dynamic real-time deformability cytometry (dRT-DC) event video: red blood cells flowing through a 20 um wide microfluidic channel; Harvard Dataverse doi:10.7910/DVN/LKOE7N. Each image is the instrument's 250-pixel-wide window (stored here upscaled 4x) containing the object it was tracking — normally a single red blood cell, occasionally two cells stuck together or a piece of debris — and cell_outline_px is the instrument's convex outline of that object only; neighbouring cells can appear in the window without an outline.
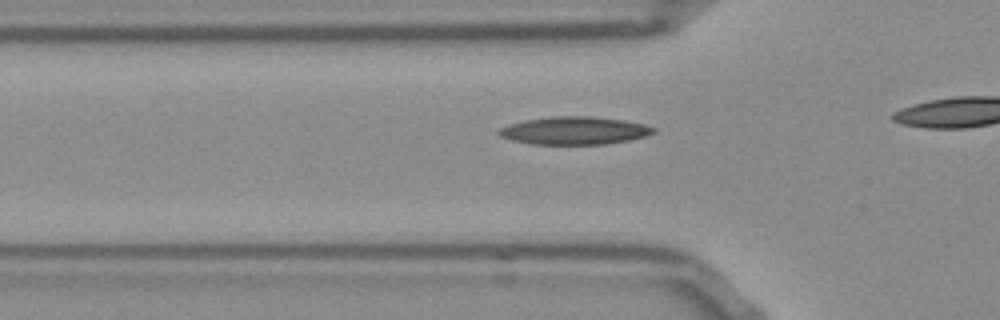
{"species": "Egyptian fruit bat (a non-hibernating species)", "species_latin": "Rousettus aegyptiacus", "temperature_condition": "room temperature", "stored_images_in_passage": 18, "camera_frame_rate_fps": 3000, "um_per_image_px": 0.085, "frame": {"image": 1, "passage_image": 13, "time_ms": 4.0, "image_size_px": [1000, 320], "cell_outline_px": [[656, 132], [644, 136], [628, 140], [604, 144], [528, 144], [512, 140], [500, 136], [496, 132], [500, 128], [508, 124], [524, 120], [552, 116], [592, 116], [624, 120], [644, 124], [656, 128]], "centroid_in_image_um": [48.79, 11.09], "position_along_channel_um": 77.0, "area_um2": 25.14}}
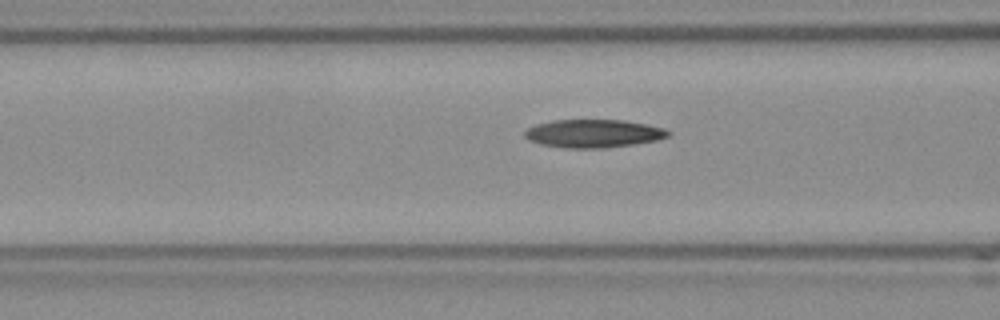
{"frame": {"image": 2, "passage_image": 16, "time_ms": 5.0, "image_size_px": [1000, 320], "cell_outline_px": [[672, 132], [668, 136], [656, 140], [632, 144], [604, 148], [564, 148], [540, 144], [528, 140], [524, 136], [524, 132], [528, 128], [536, 124], [552, 120], [624, 120], [648, 124], [664, 128]], "centroid_in_image_um": [50.43, 11.34], "position_along_channel_um": 116.2, "area_um2": 23.58}}